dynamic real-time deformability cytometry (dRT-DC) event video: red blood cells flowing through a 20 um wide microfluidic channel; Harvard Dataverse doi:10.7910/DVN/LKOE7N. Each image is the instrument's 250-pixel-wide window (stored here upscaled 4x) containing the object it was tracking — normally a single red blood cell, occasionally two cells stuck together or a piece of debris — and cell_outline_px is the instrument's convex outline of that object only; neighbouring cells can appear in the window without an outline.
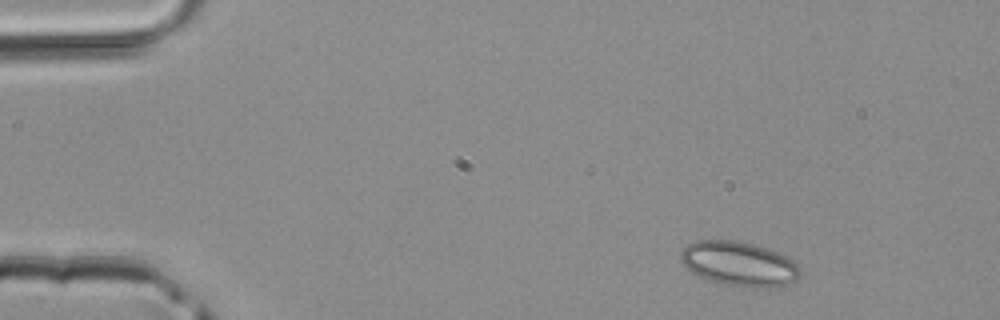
{"species": "common noctule bat (a hibernating species)", "species_latin": "Nyctalus noctula", "temperature_condition": "room temperature", "stored_images_in_passage": 3, "camera_frame_rate_fps": 3000, "um_per_image_px": 0.085, "animal": {"sex": "male", "body_mass_g": 20.4}, "frame": {"image": 1, "passage_image": 1, "time_ms": 0.0, "image_size_px": [1000, 320], "cell_outline_px": [[800, 276], [796, 280], [788, 284], [772, 288], [748, 288], [724, 284], [708, 280], [684, 268], [680, 260], [680, 252], [688, 244], [696, 240], [736, 240], [768, 248], [788, 256], [800, 268]], "centroid_in_image_um": [62.82, 22.43], "position_along_channel_um": 22.2, "area_um2": 31.44}}